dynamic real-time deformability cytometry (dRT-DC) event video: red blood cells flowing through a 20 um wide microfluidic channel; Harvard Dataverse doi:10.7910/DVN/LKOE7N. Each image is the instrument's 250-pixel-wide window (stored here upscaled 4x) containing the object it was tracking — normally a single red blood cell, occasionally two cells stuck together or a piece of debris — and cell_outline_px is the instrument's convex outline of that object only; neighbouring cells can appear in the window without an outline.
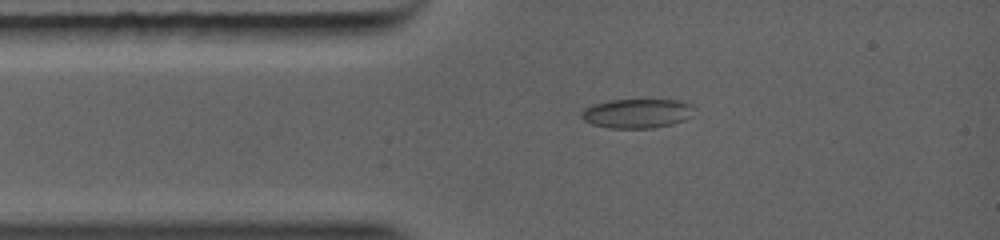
{"species": "common noctule bat (a hibernating species)", "species_latin": "Nyctalus noctula", "temperature_condition": "warm", "stored_images_in_passage": 7, "camera_frame_rate_fps": 5000, "um_per_image_px": 0.085, "animal": {"sex": "female", "body_mass_g": 19.0, "forearm_length_mm": 56.7}, "frame": {"image": 1, "passage_image": 3, "time_ms": 1.2, "image_size_px": [1000, 240], "cell_outline_px": [[692, 116], [684, 120], [672, 124], [652, 128], [608, 128], [592, 124], [584, 120], [580, 116], [584, 108], [592, 104], [612, 100], [676, 100], [688, 104], [692, 108]], "centroid_in_image_um": [54.1, 9.65], "position_along_channel_um": 30.9, "area_um2": 19.07}}
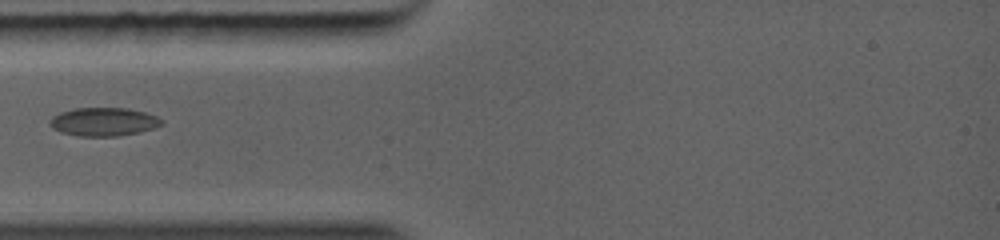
{"frame": {"image": 2, "passage_image": 5, "time_ms": 2.4, "image_size_px": [1000, 240], "cell_outline_px": [[164, 124], [156, 128], [140, 132], [116, 136], [76, 136], [60, 132], [52, 128], [52, 116], [60, 112], [76, 108], [128, 108], [144, 112], [156, 116], [164, 120]], "centroid_in_image_um": [8.86, 10.35], "position_along_channel_um": 76.1, "area_um2": 18.55}}